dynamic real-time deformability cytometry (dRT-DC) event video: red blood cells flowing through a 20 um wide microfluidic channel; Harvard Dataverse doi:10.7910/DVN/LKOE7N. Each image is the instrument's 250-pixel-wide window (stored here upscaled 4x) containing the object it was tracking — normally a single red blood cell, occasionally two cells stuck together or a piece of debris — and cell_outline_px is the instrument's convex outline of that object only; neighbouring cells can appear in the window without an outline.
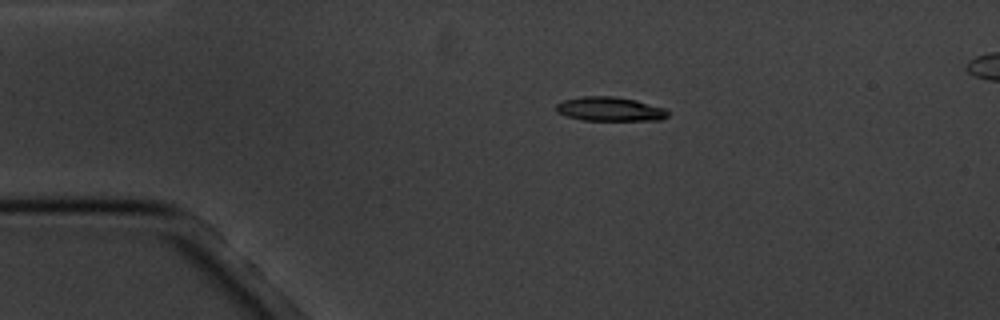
{"species": "common noctule bat (a hibernating species)", "species_latin": "Nyctalus noctula", "temperature_condition": "cold", "stored_images_in_passage": 3, "camera_frame_rate_fps": 3000, "um_per_image_px": 0.085, "animal": {"sex": "male", "body_mass_g": 20.1, "forearm_length_mm": 53.5}, "frame": {"image": 1, "passage_image": 1, "time_ms": 0.0, "image_size_px": [1000, 320], "cell_outline_px": [[668, 116], [660, 120], [580, 120], [556, 112], [556, 104], [564, 100], [584, 96], [612, 96], [636, 100], [664, 108], [668, 112]], "centroid_in_image_um": [51.83, 9.27], "position_along_channel_um": 33.2, "area_um2": 15.61}}